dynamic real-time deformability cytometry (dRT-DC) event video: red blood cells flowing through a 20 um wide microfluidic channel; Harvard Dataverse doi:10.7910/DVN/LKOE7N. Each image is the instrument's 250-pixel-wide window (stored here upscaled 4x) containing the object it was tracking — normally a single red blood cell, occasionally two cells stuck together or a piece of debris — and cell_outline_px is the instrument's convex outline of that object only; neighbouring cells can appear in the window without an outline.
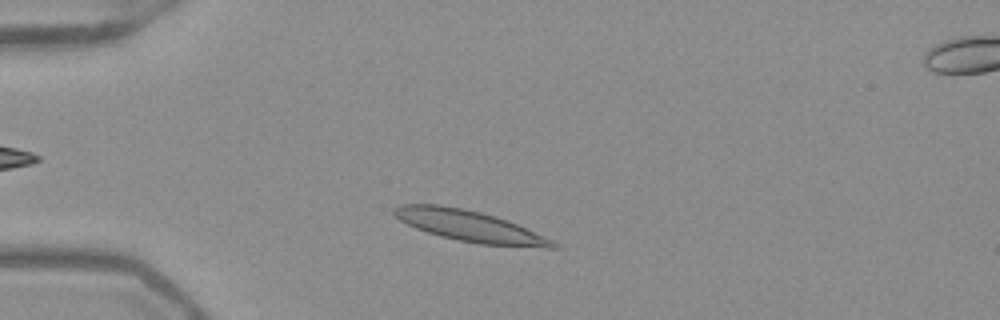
{"species": "Egyptian fruit bat (a non-hibernating species)", "species_latin": "Rousettus aegyptiacus", "temperature_condition": "warm", "stored_images_in_passage": 45, "camera_frame_rate_fps": 3000, "um_per_image_px": 0.085, "frame": {"image": 1, "passage_image": 6, "time_ms": 1.667, "image_size_px": [1000, 320], "cell_outline_px": [[560, 248], [544, 248], [480, 244], [440, 236], [416, 228], [400, 220], [392, 212], [392, 208], [400, 204], [440, 204], [464, 208], [496, 216], [508, 220], [544, 236], [560, 244]], "centroid_in_image_um": [39.95, 19.21], "position_along_channel_um": 45.1, "area_um2": 28.84}}
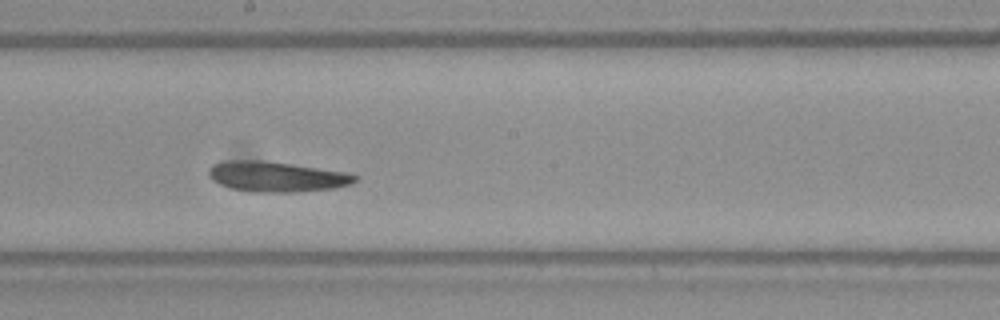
{"frame": {"image": 2, "passage_image": 22, "time_ms": 7.0, "image_size_px": [1000, 320], "cell_outline_px": [[356, 180], [352, 184], [336, 188], [292, 192], [252, 192], [232, 188], [220, 184], [212, 180], [208, 176], [208, 168], [212, 164], [224, 160], [260, 160], [292, 164], [348, 172], [356, 176]], "centroid_in_image_um": [23.48, 15.01], "position_along_channel_um": 224.7, "area_um2": 25.95}}
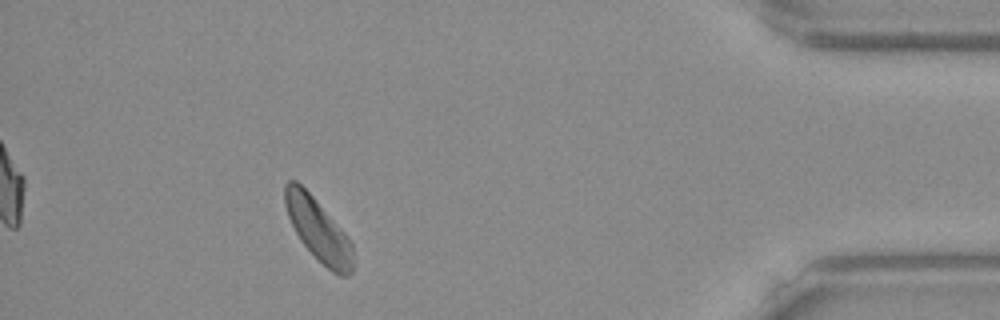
{"frame": {"image": 3, "passage_image": 40, "time_ms": 13.0, "image_size_px": [1000, 320], "cell_outline_px": [[352, 272], [348, 276], [340, 276], [332, 272], [300, 240], [288, 216], [284, 204], [284, 184], [288, 180], [296, 180], [312, 196], [344, 232], [352, 244]], "centroid_in_image_um": [27.03, 19.51], "position_along_channel_um": 408.2, "area_um2": 24.1}, "authors_computed_cell_mechanics": {"area_um2": 25.8366, "velocity_mm_per_s": 3.861, "shape_relaxation_time_tau1_ms": 8.5477, "shape_relaxation_time_tau2_ms": 3.6588, "deformation_change_tau1": 0.1497, "deformation_change_tau2": 0.0798}}